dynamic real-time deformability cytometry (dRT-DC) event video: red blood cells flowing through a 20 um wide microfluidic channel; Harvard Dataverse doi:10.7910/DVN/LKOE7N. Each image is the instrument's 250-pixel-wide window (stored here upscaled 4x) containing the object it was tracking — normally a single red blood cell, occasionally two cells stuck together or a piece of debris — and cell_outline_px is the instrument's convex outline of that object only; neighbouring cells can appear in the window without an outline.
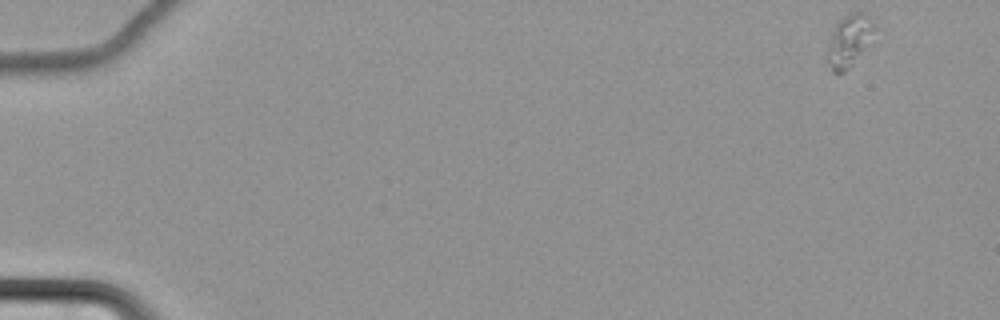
{"species": "common noctule bat (a hibernating species)", "species_latin": "Nyctalus noctula", "temperature_condition": "cold", "stored_images_in_passage": 59, "camera_frame_rate_fps": 3000, "um_per_image_px": 0.085, "animal": {"sex": "female", "body_mass_g": 22.7, "forearm_length_mm": 54.2}, "frame": {"image": 1, "passage_image": 1, "time_ms": 0.0, "image_size_px": [1000, 320], "cell_outline_px": [[876, 28], [868, 44], [852, 64], [844, 72], [832, 72], [828, 60], [828, 40], [836, 24], [844, 16], [852, 12], [860, 12], [872, 20], [876, 24]], "centroid_in_image_um": [72.18, 3.43], "position_along_channel_um": 12.8, "area_um2": 13.87}}
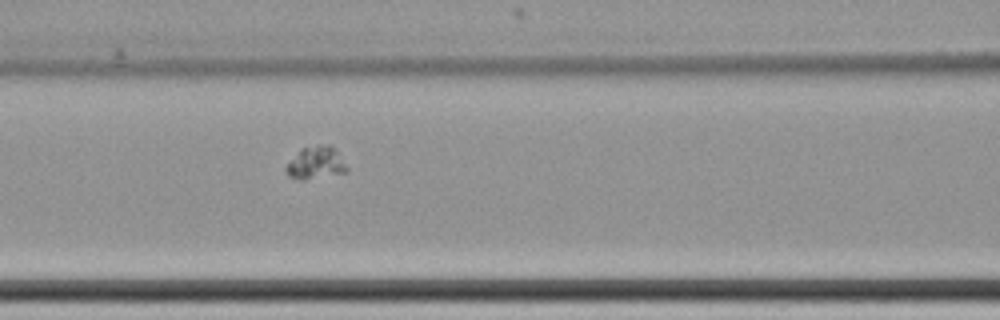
{"frame": {"image": 2, "passage_image": 26, "time_ms": 8.333, "image_size_px": [1000, 320], "cell_outline_px": [[348, 172], [304, 180], [300, 180], [288, 176], [284, 172], [284, 168], [300, 148], [320, 144], [332, 144], [348, 168]], "centroid_in_image_um": [26.82, 13.84], "position_along_channel_um": 139.8, "area_um2": 11.73}}
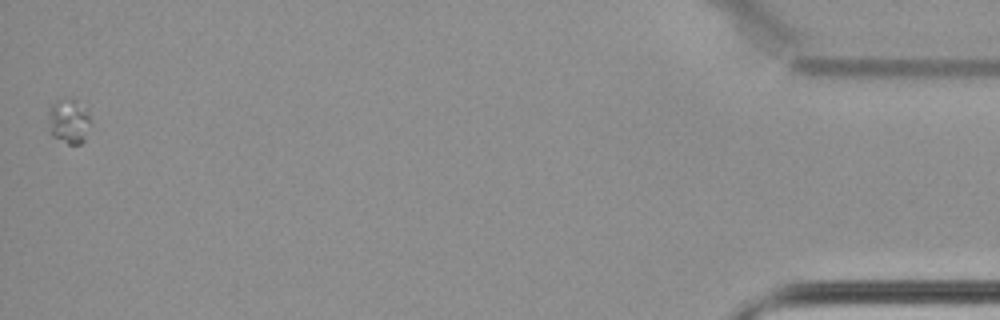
{"frame": {"image": 3, "passage_image": 59, "time_ms": 19.333, "image_size_px": [1000, 320], "cell_outline_px": [[88, 120], [84, 140], [80, 144], [68, 144], [52, 136], [48, 116], [48, 108], [60, 96], [76, 100], [88, 108]], "centroid_in_image_um": [5.81, 10.23], "position_along_channel_um": 429.4, "area_um2": 10.98}}